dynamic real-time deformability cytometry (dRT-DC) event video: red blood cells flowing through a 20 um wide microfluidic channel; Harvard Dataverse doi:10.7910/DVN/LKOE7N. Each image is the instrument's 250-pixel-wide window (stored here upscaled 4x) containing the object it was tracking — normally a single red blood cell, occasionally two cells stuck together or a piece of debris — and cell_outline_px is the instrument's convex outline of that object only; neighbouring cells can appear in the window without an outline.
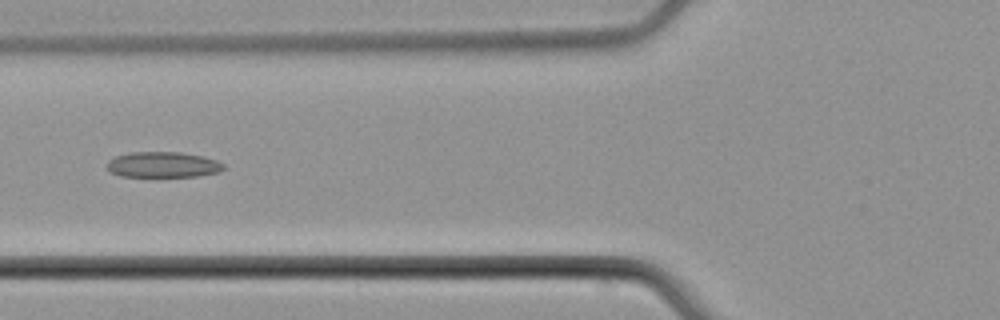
{"species": "common noctule bat (a hibernating species)", "species_latin": "Nyctalus noctula", "temperature_condition": "cold", "stored_images_in_passage": 5, "camera_frame_rate_fps": 3000, "um_per_image_px": 0.085, "animal": {"sex": "male", "body_mass_g": 21.5, "forearm_length_mm": 52.0}, "frame": {"image": 1, "passage_image": 5, "time_ms": 5.0, "image_size_px": [1000, 320], "cell_outline_px": [[224, 168], [220, 172], [196, 176], [120, 176], [108, 172], [108, 160], [116, 156], [128, 152], [180, 152], [204, 156], [216, 160], [224, 164]], "centroid_in_image_um": [13.84, 13.99], "position_along_channel_um": 112.0, "area_um2": 17.46}}